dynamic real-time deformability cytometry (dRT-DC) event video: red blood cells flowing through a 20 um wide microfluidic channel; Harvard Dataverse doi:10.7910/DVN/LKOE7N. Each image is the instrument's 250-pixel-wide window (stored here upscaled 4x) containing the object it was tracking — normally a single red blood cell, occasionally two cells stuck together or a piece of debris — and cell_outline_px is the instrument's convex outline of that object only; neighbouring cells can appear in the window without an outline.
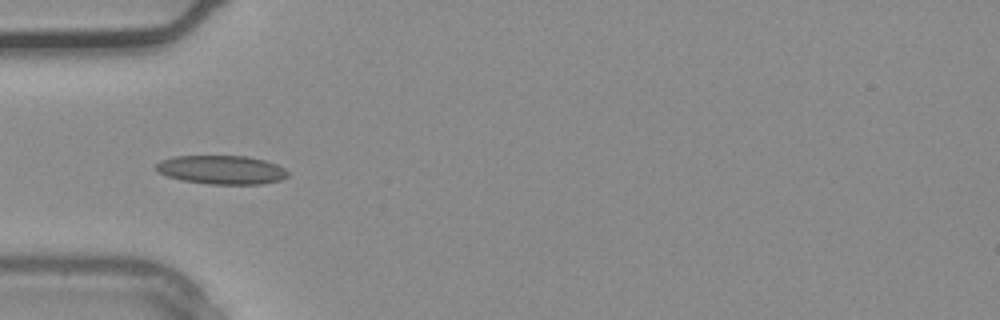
{"species": "common noctule bat (a hibernating species)", "species_latin": "Nyctalus noctula", "temperature_condition": "warm", "stored_images_in_passage": 36, "camera_frame_rate_fps": 3000, "um_per_image_px": 0.085, "animal": {"sex": "male", "body_mass_g": 20.4}, "frame": {"image": 1, "passage_image": 11, "time_ms": 3.333, "image_size_px": [1000, 320], "cell_outline_px": [[288, 176], [280, 180], [260, 184], [208, 184], [184, 180], [168, 176], [156, 172], [156, 164], [160, 160], [172, 156], [248, 156], [264, 160], [276, 164], [284, 168], [288, 172]], "centroid_in_image_um": [18.82, 14.43], "position_along_channel_um": 66.2, "area_um2": 22.08}}